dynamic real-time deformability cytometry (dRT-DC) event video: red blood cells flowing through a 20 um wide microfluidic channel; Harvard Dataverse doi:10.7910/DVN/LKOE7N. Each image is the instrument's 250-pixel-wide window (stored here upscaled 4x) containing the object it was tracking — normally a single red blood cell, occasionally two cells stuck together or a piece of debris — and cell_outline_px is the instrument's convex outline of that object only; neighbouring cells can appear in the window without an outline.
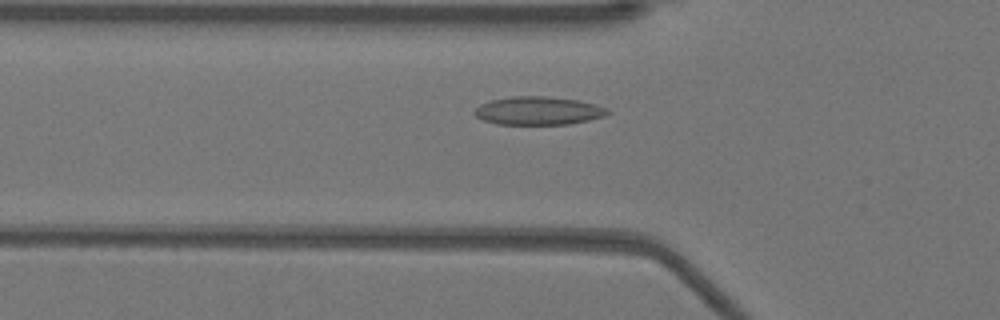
{"species": "Egyptian fruit bat (a non-hibernating species)", "species_latin": "Rousettus aegyptiacus", "temperature_condition": "warm", "stored_images_in_passage": 43, "camera_frame_rate_fps": 3000, "um_per_image_px": 0.085, "animal": {"sex": "female"}, "frame": {"image": 1, "passage_image": 15, "time_ms": 4.667, "image_size_px": [1000, 320], "cell_outline_px": [[612, 112], [604, 116], [588, 120], [568, 124], [496, 124], [484, 120], [476, 116], [472, 112], [480, 104], [492, 100], [512, 96], [544, 96], [576, 100], [608, 108]], "centroid_in_image_um": [45.74, 9.41], "position_along_channel_um": 80.1, "area_um2": 21.73}}
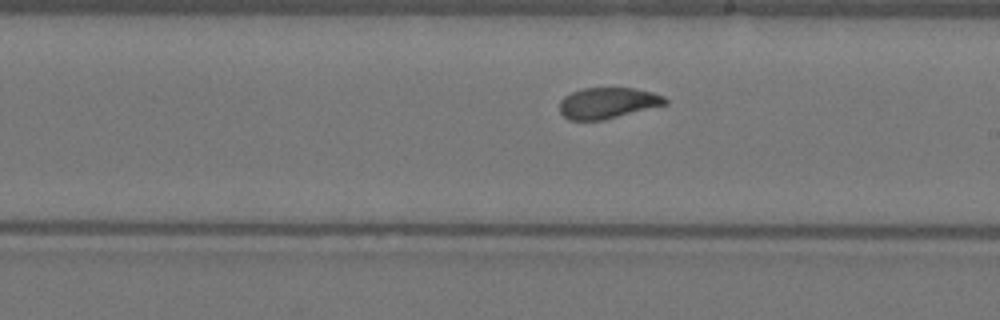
{"frame": {"image": 2, "passage_image": 27, "time_ms": 8.667, "image_size_px": [1000, 320], "cell_outline_px": [[668, 104], [604, 120], [568, 120], [560, 112], [560, 100], [564, 96], [572, 92], [584, 88], [636, 88], [652, 92], [664, 96], [668, 100]], "centroid_in_image_um": [51.67, 8.76], "position_along_channel_um": 237.3, "area_um2": 19.19}}
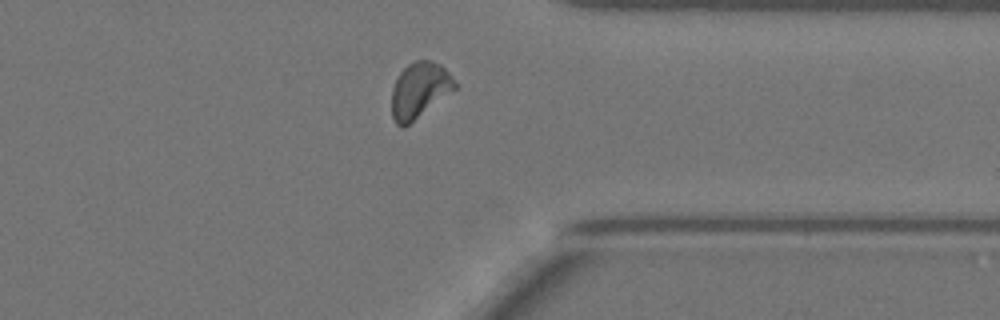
{"frame": {"image": 3, "passage_image": 38, "time_ms": 12.333, "image_size_px": [1000, 320], "cell_outline_px": [[456, 88], [404, 128], [400, 128], [396, 124], [392, 116], [392, 88], [400, 72], [408, 64], [416, 60], [432, 60], [440, 64], [452, 76], [456, 84]], "centroid_in_image_um": [35.64, 7.67], "position_along_channel_um": 375.8, "area_um2": 20.35}}